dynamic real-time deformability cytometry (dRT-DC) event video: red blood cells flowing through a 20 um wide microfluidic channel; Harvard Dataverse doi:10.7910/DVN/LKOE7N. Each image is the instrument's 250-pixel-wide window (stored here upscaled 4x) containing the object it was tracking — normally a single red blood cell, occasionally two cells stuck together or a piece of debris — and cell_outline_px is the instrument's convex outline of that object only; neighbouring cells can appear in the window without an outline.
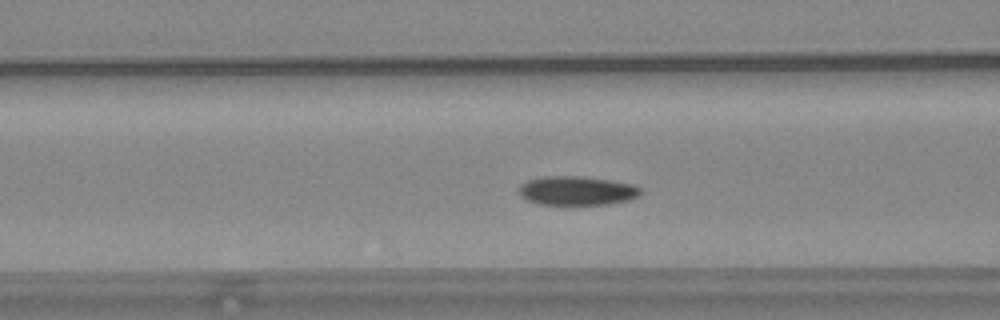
{"species": "common noctule bat (a hibernating species)", "species_latin": "Nyctalus noctula", "temperature_condition": "warm", "stored_images_in_passage": 41, "camera_frame_rate_fps": 3000, "um_per_image_px": 0.085, "animal": {"sex": "female", "body_mass_g": 24.6, "forearm_length_mm": 56.2}, "frame": {"image": 1, "passage_image": 18, "time_ms": 5.667, "image_size_px": [1000, 320], "cell_outline_px": [[644, 192], [640, 196], [628, 200], [608, 204], [540, 204], [528, 200], [520, 196], [520, 184], [528, 180], [544, 176], [584, 176], [612, 180], [632, 184], [640, 188]], "centroid_in_image_um": [49.08, 16.2], "position_along_channel_um": 117.5, "area_um2": 20.63}}
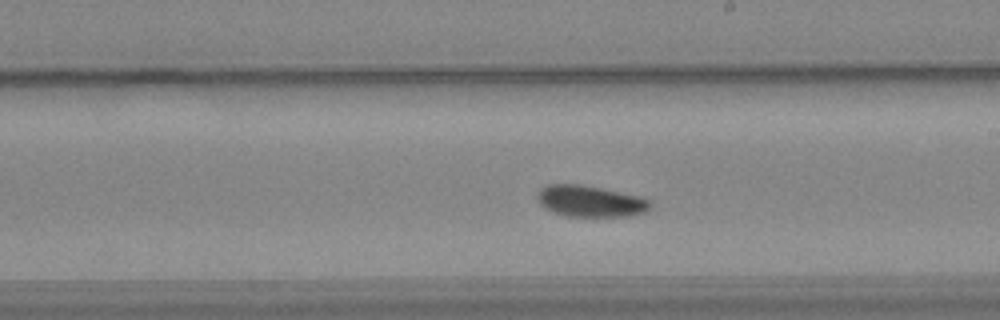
{"frame": {"image": 2, "passage_image": 28, "time_ms": 9.0, "image_size_px": [1000, 320], "cell_outline_px": [[652, 208], [648, 212], [632, 216], [568, 216], [552, 212], [544, 208], [540, 204], [536, 196], [540, 188], [548, 184], [580, 184], [640, 196], [652, 200]], "centroid_in_image_um": [50.22, 17.11], "position_along_channel_um": 238.8, "area_um2": 20.92}}
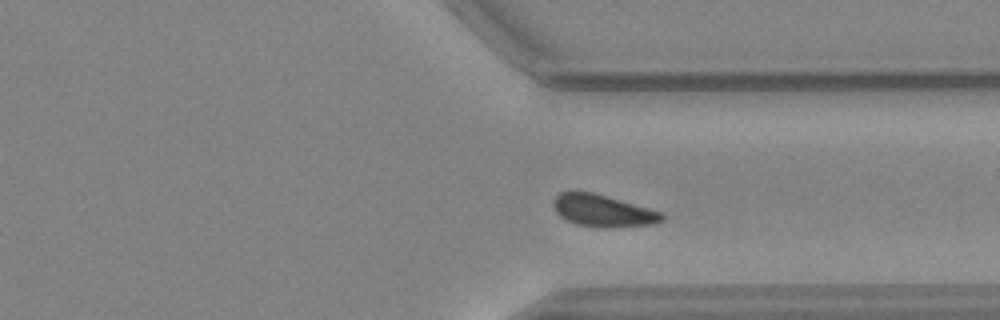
{"frame": {"image": 3, "passage_image": 38, "time_ms": 12.333, "image_size_px": [1000, 320], "cell_outline_px": [[664, 220], [656, 224], [576, 224], [560, 216], [556, 212], [552, 204], [552, 200], [560, 192], [572, 188], [592, 192], [648, 208], [660, 212], [664, 216]], "centroid_in_image_um": [51.13, 17.81], "position_along_channel_um": 360.3, "area_um2": 19.36}, "authors_computed_cell_mechanics": {"area_um2": 20.5768, "velocity_mm_per_s": 3.6409, "shape_relaxation_time_tau1_ms": 9.915, "shape_relaxation_time_tau2_ms": null, "deformation_change_tau1": 0.1518, "deformation_change_tau2": null}}